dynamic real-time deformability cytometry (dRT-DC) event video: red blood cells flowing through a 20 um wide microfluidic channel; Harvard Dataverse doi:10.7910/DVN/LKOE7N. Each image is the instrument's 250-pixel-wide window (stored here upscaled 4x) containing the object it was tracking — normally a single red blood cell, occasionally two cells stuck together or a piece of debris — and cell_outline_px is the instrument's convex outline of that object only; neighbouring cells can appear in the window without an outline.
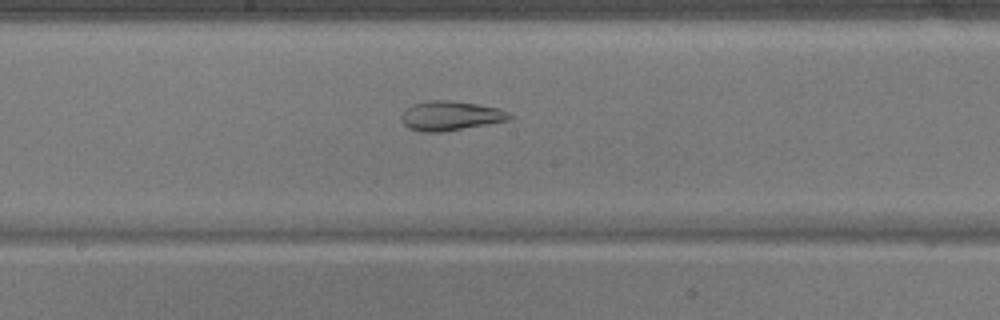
{"species": "common noctule bat (a hibernating species)", "species_latin": "Nyctalus noctula", "temperature_condition": "warm", "stored_images_in_passage": 51, "camera_frame_rate_fps": 3000, "um_per_image_px": 0.085, "animal": {"sex": "male", "body_mass_g": 17.9}, "frame": {"image": 1, "passage_image": 28, "time_ms": 9.0, "image_size_px": [1000, 320], "cell_outline_px": [[512, 116], [508, 120], [440, 132], [420, 132], [408, 128], [404, 124], [400, 116], [404, 108], [412, 104], [428, 100], [452, 100], [500, 108], [508, 112]], "centroid_in_image_um": [38.22, 9.83], "position_along_channel_um": 210.0, "area_um2": 18.55}}
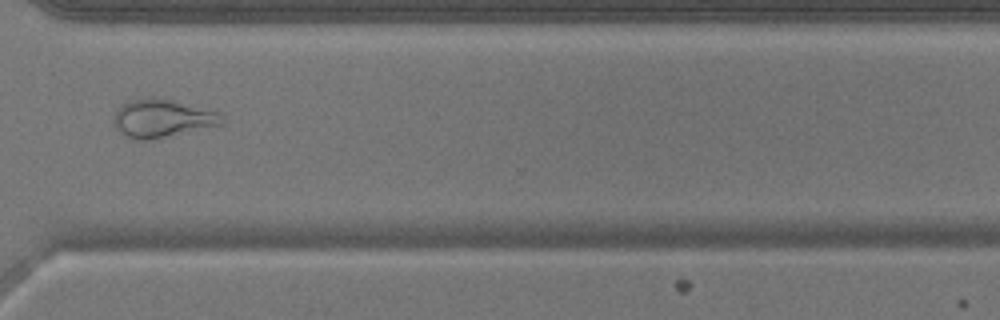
{"frame": {"image": 2, "passage_image": 39, "time_ms": 12.667, "image_size_px": [1000, 320], "cell_outline_px": [[224, 124], [148, 140], [136, 140], [124, 136], [116, 128], [112, 116], [116, 108], [132, 100], [152, 96], [176, 100], [216, 112], [224, 116]], "centroid_in_image_um": [13.76, 10.05], "position_along_channel_um": 356.8, "area_um2": 24.1}}
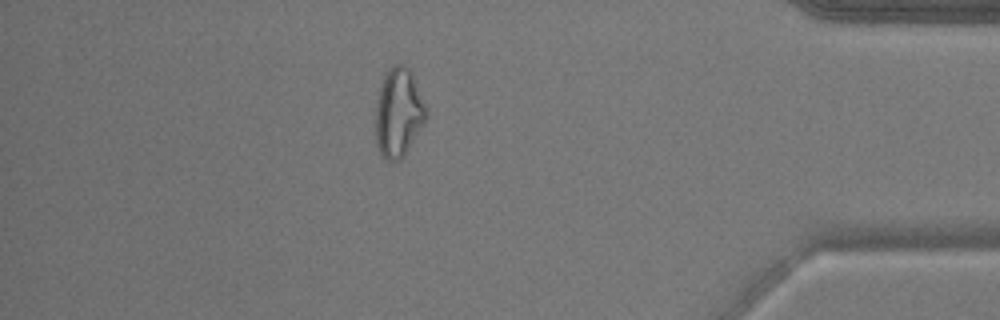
{"frame": {"image": 3, "passage_image": 45, "time_ms": 14.667, "image_size_px": [1000, 320], "cell_outline_px": [[428, 116], [424, 124], [404, 156], [400, 160], [384, 160], [376, 144], [376, 104], [380, 80], [392, 64], [404, 64], [408, 68], [412, 76]], "centroid_in_image_um": [33.84, 9.59], "position_along_channel_um": 401.4, "area_um2": 26.01}}